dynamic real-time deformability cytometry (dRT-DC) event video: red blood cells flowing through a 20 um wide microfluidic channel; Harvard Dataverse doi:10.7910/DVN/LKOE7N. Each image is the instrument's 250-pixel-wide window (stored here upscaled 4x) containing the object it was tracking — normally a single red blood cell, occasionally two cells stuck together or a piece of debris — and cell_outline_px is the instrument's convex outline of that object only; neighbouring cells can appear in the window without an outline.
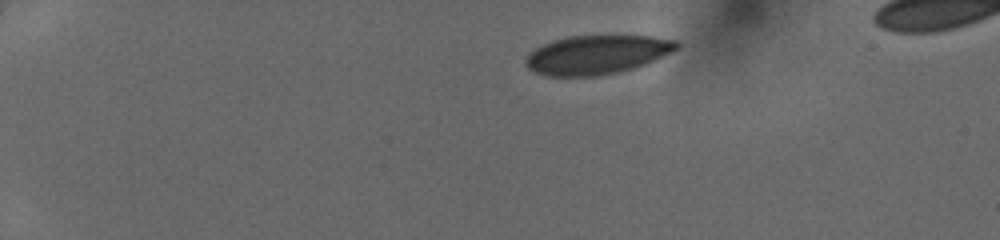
{"species": "human", "species_latin": "Homo sapiens", "temperature_condition": "cold", "stored_images_in_passage": 40, "camera_frame_rate_fps": 3000, "um_per_image_px": 0.085, "donor": {"sex": "female"}, "frame": {"image": 1, "passage_image": 1, "time_ms": 0.0, "image_size_px": [1000, 240], "cell_outline_px": [[680, 48], [648, 64], [636, 68], [596, 76], [544, 76], [532, 72], [524, 64], [524, 60], [528, 52], [552, 40], [568, 36], [652, 36], [676, 40], [680, 44]], "centroid_in_image_um": [50.73, 4.66], "position_along_channel_um": 34.3, "area_um2": 34.74}}
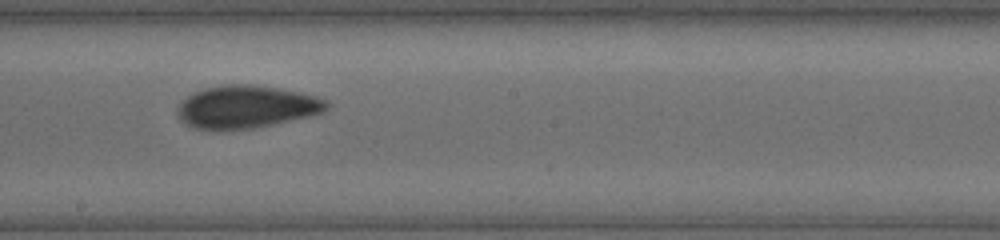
{"frame": {"image": 2, "passage_image": 21, "time_ms": 6.667, "image_size_px": [1000, 240], "cell_outline_px": [[328, 108], [324, 112], [312, 116], [252, 128], [196, 128], [184, 124], [176, 116], [176, 112], [180, 104], [188, 96], [204, 88], [228, 84], [248, 84], [280, 88], [300, 92], [316, 96], [328, 100]], "centroid_in_image_um": [20.98, 9.06], "position_along_channel_um": 227.2, "area_um2": 36.76}}
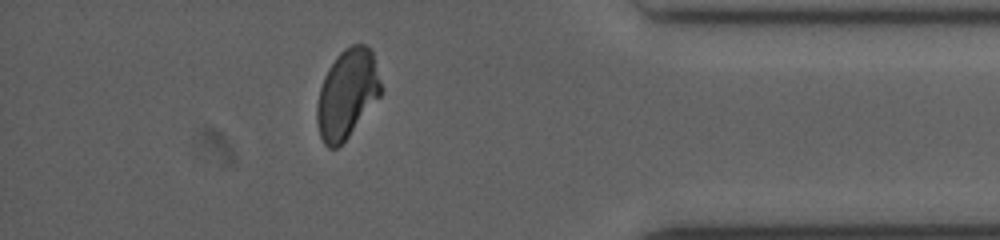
{"frame": {"image": 3, "passage_image": 35, "time_ms": 11.333, "image_size_px": [1000, 240], "cell_outline_px": [[384, 88], [380, 96], [348, 136], [336, 148], [328, 148], [324, 144], [320, 136], [316, 120], [316, 108], [320, 88], [324, 76], [328, 68], [336, 56], [344, 48], [352, 44], [364, 44], [372, 52]], "centroid_in_image_um": [29.5, 7.95], "position_along_channel_um": 405.7, "area_um2": 33.12}}